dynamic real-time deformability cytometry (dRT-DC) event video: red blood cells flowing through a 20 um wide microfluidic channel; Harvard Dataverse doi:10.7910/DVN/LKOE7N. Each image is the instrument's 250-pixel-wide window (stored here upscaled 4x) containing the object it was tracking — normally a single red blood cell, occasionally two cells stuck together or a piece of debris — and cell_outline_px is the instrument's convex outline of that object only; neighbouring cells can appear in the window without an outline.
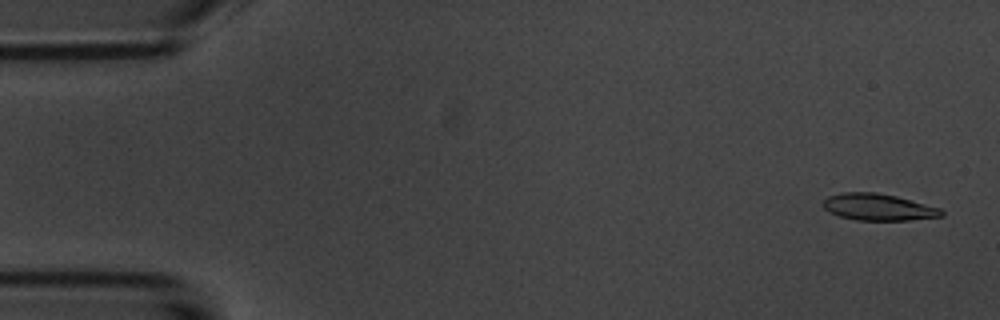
{"species": "common noctule bat (a hibernating species)", "species_latin": "Nyctalus noctula", "temperature_condition": "room temperature", "stored_images_in_passage": 53, "camera_frame_rate_fps": 3000, "um_per_image_px": 0.085, "animal": {"sex": "male", "body_mass_g": 20.1, "forearm_length_mm": 53.5}, "frame": {"image": 1, "passage_image": 2, "time_ms": 0.333, "image_size_px": [1000, 320], "cell_outline_px": [[944, 216], [908, 220], [856, 220], [840, 216], [828, 212], [824, 208], [824, 200], [828, 196], [840, 192], [876, 192], [896, 196], [940, 208], [944, 212]], "centroid_in_image_um": [74.64, 17.6], "position_along_channel_um": 10.4, "area_um2": 18.38}}
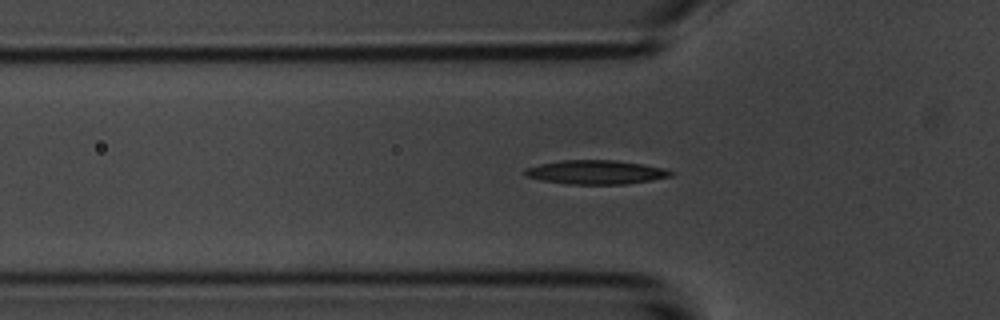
{"frame": {"image": 2, "passage_image": 17, "time_ms": 5.333, "image_size_px": [1000, 320], "cell_outline_px": [[676, 172], [672, 176], [652, 180], [624, 184], [568, 184], [540, 180], [524, 176], [524, 168], [540, 164], [564, 160], [616, 160], [644, 164], [664, 168]], "centroid_in_image_um": [50.66, 14.63], "position_along_channel_um": 75.1, "area_um2": 20.52}}
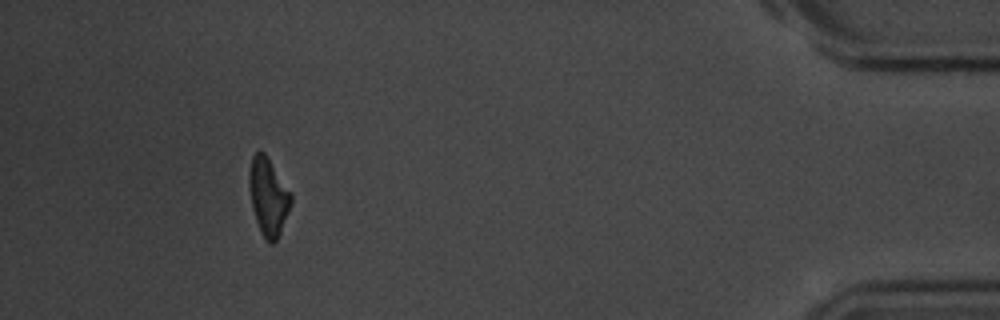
{"frame": {"image": 3, "passage_image": 49, "time_ms": 16.0, "image_size_px": [1000, 320], "cell_outline_px": [[292, 200], [288, 212], [280, 232], [276, 240], [272, 244], [268, 244], [260, 232], [252, 208], [248, 184], [248, 172], [252, 156], [256, 152], [264, 152], [292, 192]], "centroid_in_image_um": [22.79, 16.71], "position_along_channel_um": 412.4, "area_um2": 19.02}, "authors_computed_cell_mechanics": {"area_um2": 19.5364, "velocity_mm_per_s": 3.737, "shape_relaxation_time_tau1_ms": 3.559, "shape_relaxation_time_tau2_ms": null, "deformation_change_tau1": 0.1395, "deformation_change_tau2": null}}